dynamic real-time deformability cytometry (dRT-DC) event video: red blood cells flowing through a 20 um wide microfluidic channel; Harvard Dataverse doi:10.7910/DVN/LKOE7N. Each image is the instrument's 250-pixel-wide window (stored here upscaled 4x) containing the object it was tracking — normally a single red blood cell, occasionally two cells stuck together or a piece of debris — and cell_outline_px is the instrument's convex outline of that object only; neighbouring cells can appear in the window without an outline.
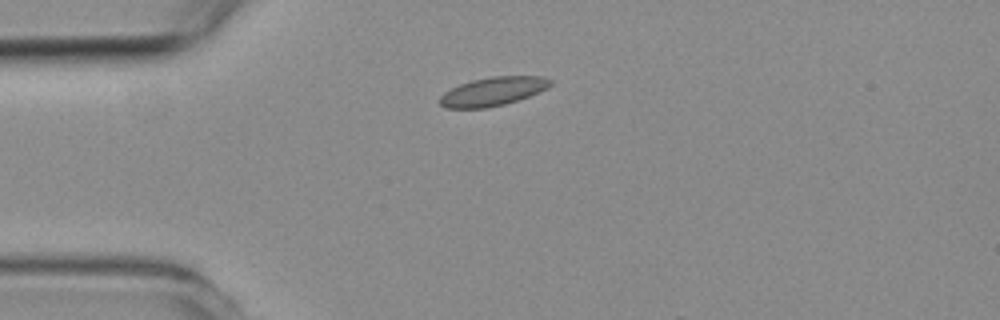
{"species": "common noctule bat (a hibernating species)", "species_latin": "Nyctalus noctula", "temperature_condition": "room temperature", "stored_images_in_passage": 4, "camera_frame_rate_fps": 3000, "um_per_image_px": 0.085, "animal": {"sex": "female", "body_mass_g": 19.3, "forearm_length_mm": 54.1}, "frame": {"image": 1, "passage_image": 2, "time_ms": 2.0, "image_size_px": [1000, 320], "cell_outline_px": [[552, 84], [548, 88], [520, 100], [504, 104], [484, 108], [448, 108], [440, 104], [440, 96], [444, 92], [460, 84], [472, 80], [492, 76], [544, 76], [552, 80]], "centroid_in_image_um": [41.94, 7.76], "position_along_channel_um": 43.1, "area_um2": 18.5}}